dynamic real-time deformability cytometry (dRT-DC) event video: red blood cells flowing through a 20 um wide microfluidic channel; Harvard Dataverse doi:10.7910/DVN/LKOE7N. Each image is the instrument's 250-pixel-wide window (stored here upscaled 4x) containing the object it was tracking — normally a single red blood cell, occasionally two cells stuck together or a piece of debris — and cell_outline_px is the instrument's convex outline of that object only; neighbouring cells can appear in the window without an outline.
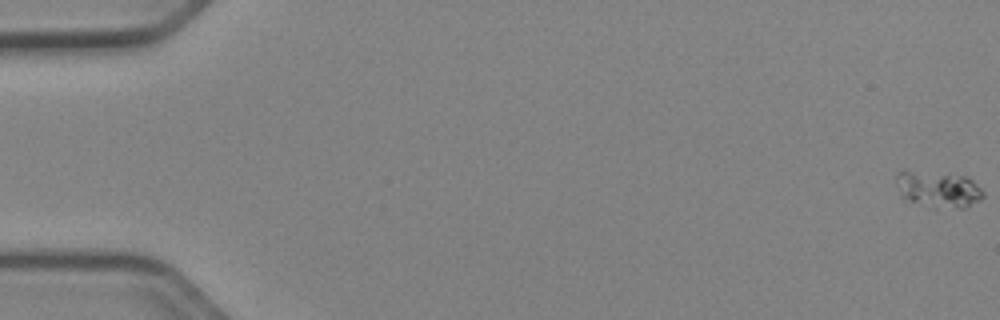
{"species": "Egyptian fruit bat (a non-hibernating species)", "species_latin": "Rousettus aegyptiacus", "temperature_condition": "cold", "stored_images_in_passage": 53, "camera_frame_rate_fps": 3000, "um_per_image_px": 0.085, "animal": {"sex": "female"}, "frame": {"image": 1, "passage_image": 1, "time_ms": 0.0, "image_size_px": [1000, 320], "cell_outline_px": [[984, 196], [980, 200], [964, 208], [960, 208], [912, 200], [900, 196], [896, 184], [896, 176], [904, 168], [964, 176], [972, 180], [984, 192]], "centroid_in_image_um": [79.74, 16.0], "position_along_channel_um": 5.3, "area_um2": 17.8}}
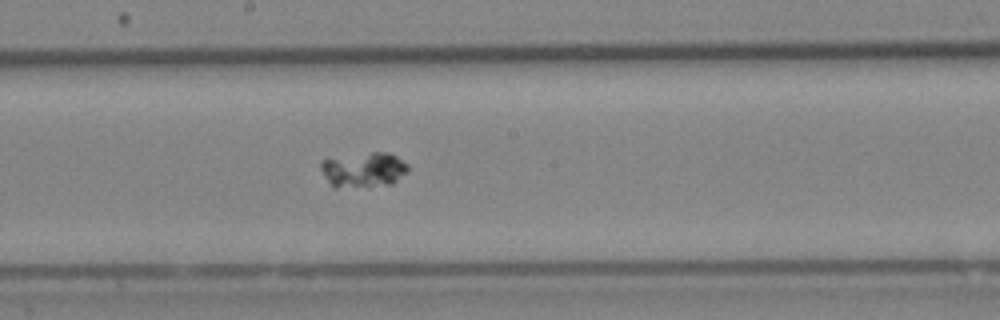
{"frame": {"image": 2, "passage_image": 30, "time_ms": 9.667, "image_size_px": [1000, 320], "cell_outline_px": [[408, 172], [392, 184], [336, 188], [332, 188], [320, 168], [320, 160], [372, 152], [388, 152], [396, 156], [408, 164]], "centroid_in_image_um": [30.91, 14.43], "position_along_channel_um": 217.3, "area_um2": 17.74}}
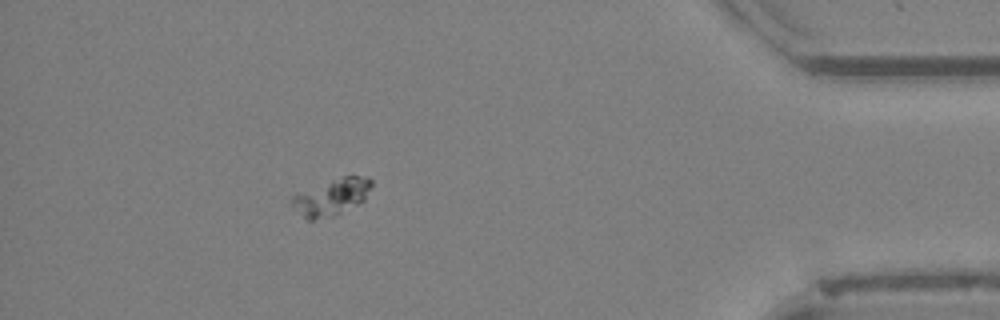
{"frame": {"image": 3, "passage_image": 48, "time_ms": 15.667, "image_size_px": [1000, 320], "cell_outline_px": [[372, 184], [364, 200], [360, 204], [332, 216], [312, 220], [308, 220], [292, 204], [292, 196], [332, 180], [344, 176], [360, 176], [372, 180]], "centroid_in_image_um": [28.24, 16.76], "position_along_channel_um": 407.0, "area_um2": 16.24}}